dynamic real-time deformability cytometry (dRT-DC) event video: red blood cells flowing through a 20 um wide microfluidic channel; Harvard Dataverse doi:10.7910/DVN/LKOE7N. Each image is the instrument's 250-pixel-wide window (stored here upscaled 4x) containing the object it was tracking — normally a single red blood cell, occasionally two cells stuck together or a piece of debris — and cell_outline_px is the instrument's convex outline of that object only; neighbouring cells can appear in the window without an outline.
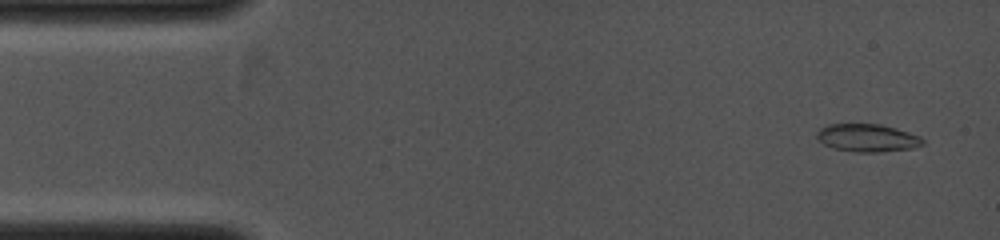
{"species": "common noctule bat (a hibernating species)", "species_latin": "Nyctalus noctula", "temperature_condition": "cold", "stored_images_in_passage": 55, "camera_frame_rate_fps": 4000, "um_per_image_px": 0.085, "animal": {"sex": "female", "body_mass_g": 19.0, "forearm_length_mm": 53.3}, "frame": {"image": 1, "passage_image": 3, "time_ms": 0.5, "image_size_px": [1000, 240], "cell_outline_px": [[924, 144], [912, 148], [876, 152], [856, 152], [832, 148], [824, 144], [816, 136], [816, 132], [820, 128], [828, 124], [880, 124], [896, 128], [920, 136], [924, 140]], "centroid_in_image_um": [73.71, 11.71], "position_along_channel_um": 11.3, "area_um2": 17.11}}
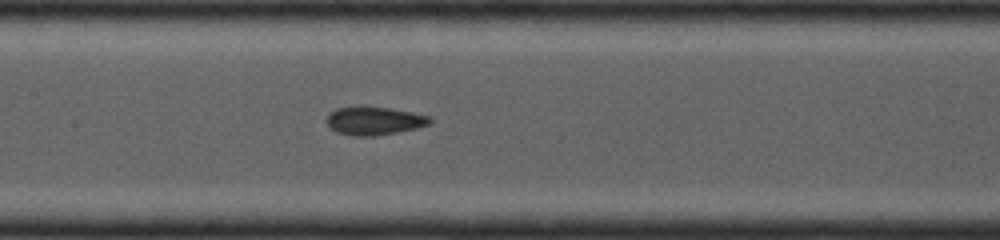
{"frame": {"image": 2, "passage_image": 33, "time_ms": 5.75, "image_size_px": [1000, 240], "cell_outline_px": [[432, 120], [428, 124], [416, 128], [376, 136], [352, 136], [336, 132], [328, 124], [328, 116], [336, 108], [364, 104], [392, 108], [412, 112], [428, 116]], "centroid_in_image_um": [31.79, 10.24], "position_along_channel_um": 175.6, "area_um2": 17.22}}
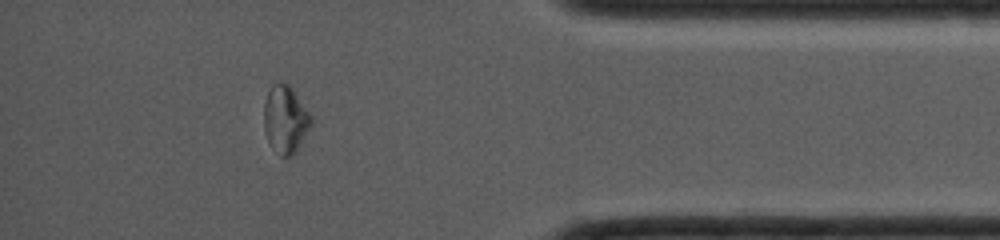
{"frame": {"image": 3, "passage_image": 50, "time_ms": 10.5, "image_size_px": [1000, 240], "cell_outline_px": [[312, 124], [296, 152], [292, 156], [280, 156], [268, 140], [264, 128], [264, 100], [272, 84], [288, 84], [292, 88], [312, 116]], "centroid_in_image_um": [24.27, 10.16], "position_along_channel_um": 410.9, "area_um2": 18.38}}